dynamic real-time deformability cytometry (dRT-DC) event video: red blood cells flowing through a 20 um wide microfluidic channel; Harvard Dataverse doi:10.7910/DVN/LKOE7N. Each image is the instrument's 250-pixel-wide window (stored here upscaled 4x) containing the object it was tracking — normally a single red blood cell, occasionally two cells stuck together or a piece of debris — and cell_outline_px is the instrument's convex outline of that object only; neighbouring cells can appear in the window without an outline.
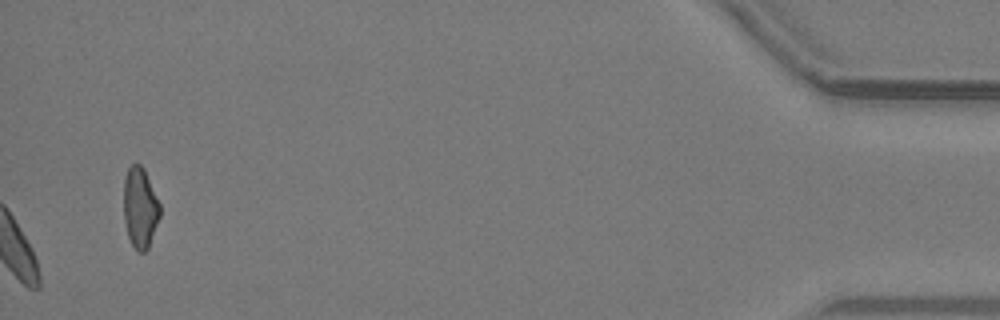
{"species": "common noctule bat (a hibernating species)", "species_latin": "Nyctalus noctula", "temperature_condition": "warm", "stored_images_in_passage": 46, "camera_frame_rate_fps": 3000, "um_per_image_px": 0.085, "animal": {"sex": "male", "body_mass_g": 19.2, "forearm_length_mm": 51.8}, "frame": {"image": 1, "passage_image": 46, "time_ms": 15.0, "image_size_px": [1000, 320], "cell_outline_px": [[160, 216], [148, 248], [144, 252], [140, 252], [132, 244], [128, 236], [124, 220], [124, 176], [128, 168], [132, 164], [140, 164], [144, 168], [160, 204]], "centroid_in_image_um": [11.9, 17.63], "position_along_channel_um": 423.3, "area_um2": 16.94}}